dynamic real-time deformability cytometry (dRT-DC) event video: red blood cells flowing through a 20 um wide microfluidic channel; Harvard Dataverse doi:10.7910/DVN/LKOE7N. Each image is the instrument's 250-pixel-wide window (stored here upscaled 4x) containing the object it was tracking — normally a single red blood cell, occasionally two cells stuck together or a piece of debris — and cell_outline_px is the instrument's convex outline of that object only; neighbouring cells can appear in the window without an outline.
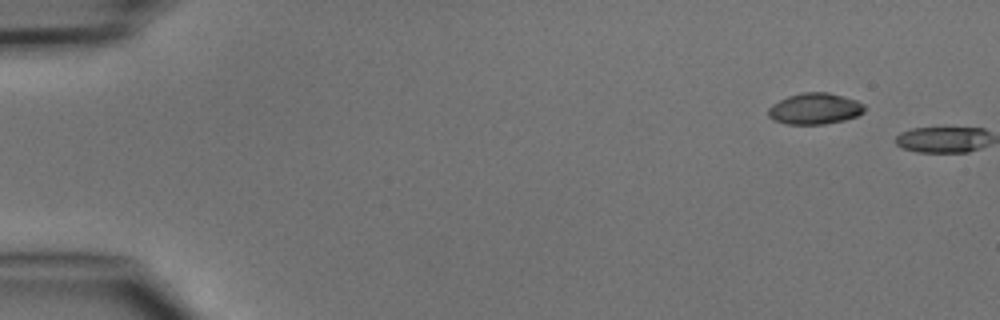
{"species": "common noctule bat (a hibernating species)", "species_latin": "Nyctalus noctula", "temperature_condition": "cold", "stored_images_in_passage": 2, "camera_frame_rate_fps": 3000, "um_per_image_px": 0.085, "animal": {"sex": "male", "body_mass_g": 15.6}, "frame": {"image": 1, "passage_image": 1, "time_ms": 0.0, "image_size_px": [1000, 320], "cell_outline_px": [[864, 112], [856, 116], [844, 120], [824, 124], [784, 124], [772, 120], [768, 116], [768, 108], [772, 104], [788, 96], [800, 92], [828, 92], [856, 100], [864, 104]], "centroid_in_image_um": [69.23, 9.24], "position_along_channel_um": 15.8, "area_um2": 17.57}}